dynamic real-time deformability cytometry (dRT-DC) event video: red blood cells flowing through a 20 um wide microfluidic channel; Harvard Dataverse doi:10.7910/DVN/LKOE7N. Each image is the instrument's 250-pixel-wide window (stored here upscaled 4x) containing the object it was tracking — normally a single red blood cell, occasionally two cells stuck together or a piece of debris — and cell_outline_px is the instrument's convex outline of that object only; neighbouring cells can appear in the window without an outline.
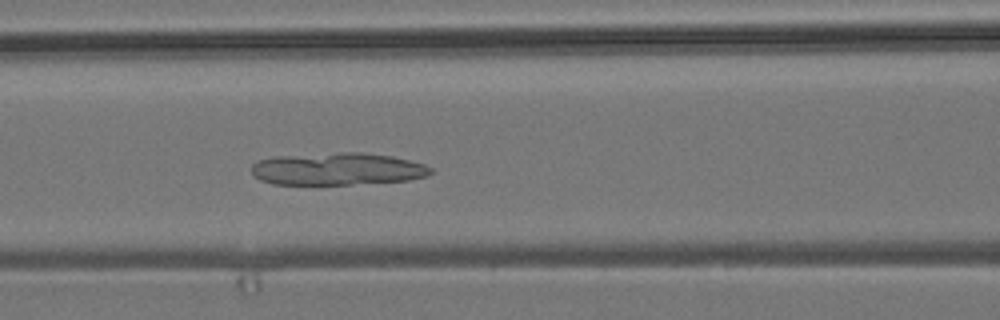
{"species": "common noctule bat (a hibernating species)", "species_latin": "Nyctalus noctula", "temperature_condition": "room temperature", "stored_images_in_passage": 56, "camera_frame_rate_fps": 3000, "um_per_image_px": 0.085, "animal": {"sex": "male", "body_mass_g": 19.2, "forearm_length_mm": 51.8}, "frame": {"image": 1, "passage_image": 24, "time_ms": 7.667, "image_size_px": [1000, 320], "cell_outline_px": [[432, 172], [428, 176], [408, 180], [352, 184], [272, 184], [260, 180], [252, 176], [252, 164], [260, 160], [272, 156], [340, 152], [360, 152], [392, 156], [424, 164], [432, 168]], "centroid_in_image_um": [28.65, 14.35], "position_along_channel_um": 137.9, "area_um2": 33.93}}
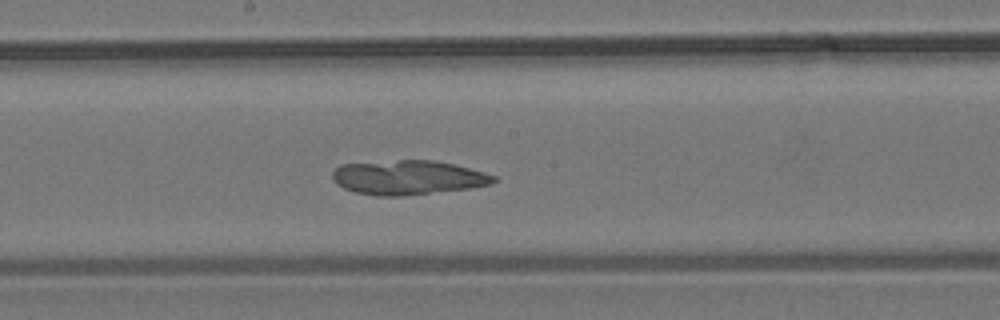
{"frame": {"image": 2, "passage_image": 30, "time_ms": 9.667, "image_size_px": [1000, 320], "cell_outline_px": [[496, 180], [492, 184], [472, 188], [404, 196], [380, 196], [356, 192], [344, 188], [336, 184], [332, 176], [332, 172], [340, 164], [400, 160], [432, 160], [452, 164], [468, 168], [496, 176]], "centroid_in_image_um": [34.67, 15.09], "position_along_channel_um": 213.5, "area_um2": 32.19}}
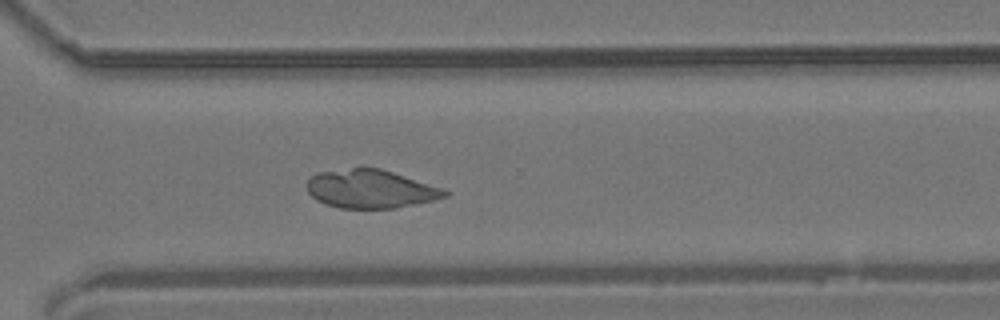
{"frame": {"image": 3, "passage_image": 40, "time_ms": 13.0, "image_size_px": [1000, 320], "cell_outline_px": [[448, 196], [432, 200], [396, 208], [340, 208], [324, 204], [316, 200], [308, 192], [304, 184], [316, 172], [360, 164], [380, 168], [444, 188], [448, 192]], "centroid_in_image_um": [31.42, 16.01], "position_along_channel_um": 339.2, "area_um2": 31.73}}